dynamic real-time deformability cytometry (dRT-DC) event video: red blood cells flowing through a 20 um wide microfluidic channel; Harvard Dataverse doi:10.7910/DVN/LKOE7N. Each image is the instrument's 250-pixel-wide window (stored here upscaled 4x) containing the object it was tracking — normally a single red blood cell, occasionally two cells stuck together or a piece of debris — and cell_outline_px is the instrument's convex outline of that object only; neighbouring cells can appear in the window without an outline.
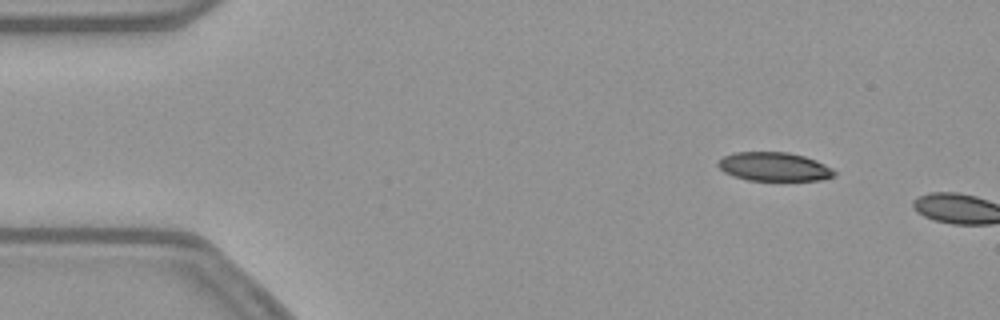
{"species": "common noctule bat (a hibernating species)", "species_latin": "Nyctalus noctula", "temperature_condition": "warm", "stored_images_in_passage": 3, "camera_frame_rate_fps": 3000, "um_per_image_px": 0.085, "animal": {"sex": "female", "body_mass_g": 21.9}, "frame": {"image": 1, "passage_image": 1, "time_ms": 0.0, "image_size_px": [1000, 320], "cell_outline_px": [[836, 176], [820, 180], [748, 180], [732, 176], [724, 172], [716, 164], [724, 156], [736, 152], [788, 152], [804, 156], [816, 160], [832, 168], [836, 172]], "centroid_in_image_um": [65.81, 14.17], "position_along_channel_um": 19.2, "area_um2": 19.48}}